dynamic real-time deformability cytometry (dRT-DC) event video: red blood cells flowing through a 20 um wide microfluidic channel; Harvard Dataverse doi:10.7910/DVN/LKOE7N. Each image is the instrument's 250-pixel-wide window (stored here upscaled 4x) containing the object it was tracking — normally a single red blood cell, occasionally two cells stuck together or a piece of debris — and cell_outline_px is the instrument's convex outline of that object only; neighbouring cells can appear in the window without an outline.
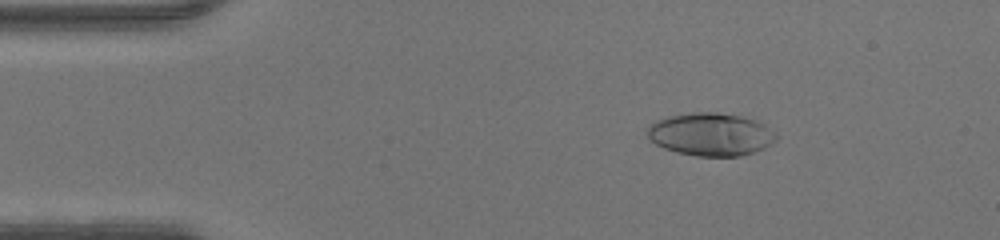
{"species": "human", "species_latin": "Homo sapiens", "temperature_condition": "warm", "stored_images_in_passage": 47, "camera_frame_rate_fps": 3000, "um_per_image_px": 0.085, "donor": {"sex": "male"}, "frame": {"image": 1, "passage_image": 7, "time_ms": 2.0, "image_size_px": [1000, 240], "cell_outline_px": [[776, 140], [764, 148], [756, 152], [740, 156], [696, 156], [676, 152], [664, 148], [656, 144], [648, 136], [648, 124], [656, 120], [668, 116], [692, 112], [716, 112], [740, 116], [756, 120], [764, 124], [776, 132]], "centroid_in_image_um": [60.42, 11.42], "position_along_channel_um": 24.6, "area_um2": 32.31}}
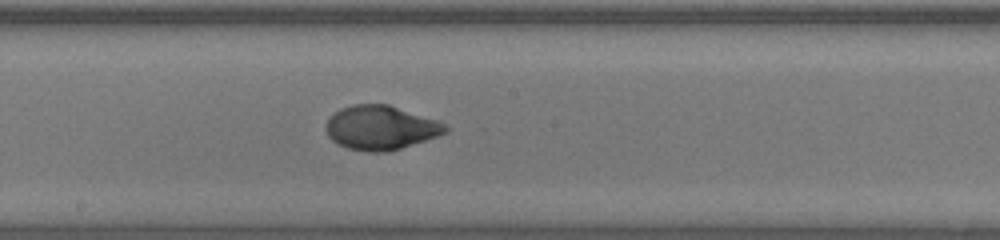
{"frame": {"image": 2, "passage_image": 25, "time_ms": 8.0, "image_size_px": [1000, 240], "cell_outline_px": [[448, 132], [400, 148], [384, 152], [368, 152], [348, 148], [336, 144], [328, 136], [324, 128], [328, 120], [340, 108], [352, 104], [388, 104], [436, 120], [444, 124], [448, 128]], "centroid_in_image_um": [32.31, 10.85], "position_along_channel_um": 215.9, "area_um2": 30.46}}
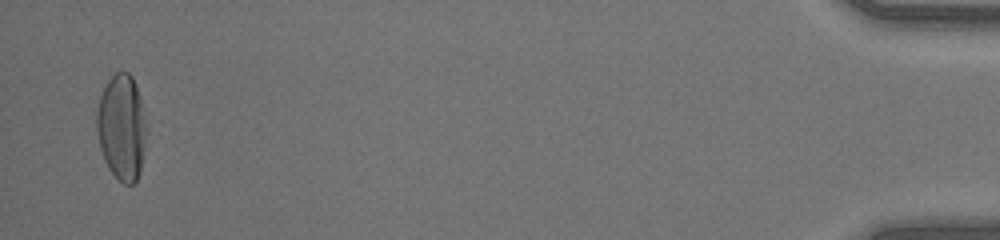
{"frame": {"image": 3, "passage_image": 46, "time_ms": 15.0, "image_size_px": [1000, 240], "cell_outline_px": [[148, 132], [140, 172], [136, 180], [132, 184], [124, 184], [108, 168], [104, 160], [100, 148], [96, 128], [96, 116], [100, 96], [104, 84], [116, 72], [128, 72], [132, 76], [148, 124]], "centroid_in_image_um": [10.36, 10.82], "position_along_channel_um": 424.8, "area_um2": 30.92}}